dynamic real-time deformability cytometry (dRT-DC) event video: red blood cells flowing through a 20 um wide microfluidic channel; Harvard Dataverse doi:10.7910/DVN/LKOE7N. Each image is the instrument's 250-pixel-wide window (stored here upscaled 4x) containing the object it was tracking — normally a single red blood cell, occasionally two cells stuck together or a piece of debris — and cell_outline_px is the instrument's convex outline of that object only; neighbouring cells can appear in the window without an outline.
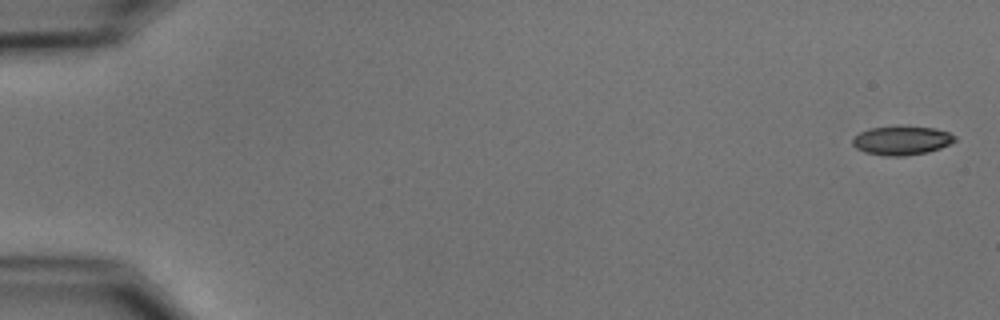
{"species": "common noctule bat (a hibernating species)", "species_latin": "Nyctalus noctula", "temperature_condition": "cold", "stored_images_in_passage": 7, "camera_frame_rate_fps": 3000, "um_per_image_px": 0.085, "animal": {"sex": "male", "body_mass_g": 15.6}, "frame": {"image": 1, "passage_image": 1, "time_ms": 0.0, "image_size_px": [1000, 320], "cell_outline_px": [[956, 140], [940, 148], [928, 152], [904, 156], [884, 156], [864, 152], [856, 148], [852, 144], [852, 140], [860, 132], [868, 128], [936, 128], [948, 132], [956, 136]], "centroid_in_image_um": [76.63, 11.97], "position_along_channel_um": 8.4, "area_um2": 16.76}}